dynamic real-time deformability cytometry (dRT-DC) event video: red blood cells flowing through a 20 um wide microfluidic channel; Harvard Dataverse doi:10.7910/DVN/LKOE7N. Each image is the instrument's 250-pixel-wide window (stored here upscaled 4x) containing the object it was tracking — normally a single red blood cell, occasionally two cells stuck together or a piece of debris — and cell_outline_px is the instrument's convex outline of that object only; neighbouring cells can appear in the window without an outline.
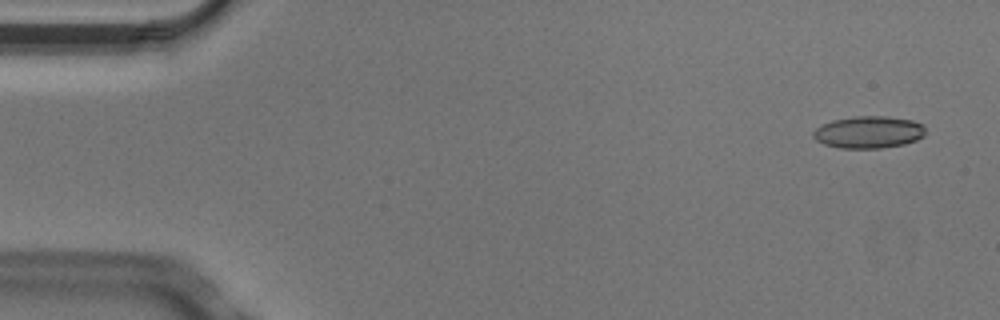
{"species": "Egyptian fruit bat (a non-hibernating species)", "species_latin": "Rousettus aegyptiacus", "temperature_condition": "cold", "stored_images_in_passage": 5, "segment_of_instrument_passage": [2, 2], "camera_frame_rate_fps": 3000, "um_per_image_px": 0.085, "animal": {"sex": "male"}, "frame": {"image": 1, "passage_image": 5, "time_ms": 1.333, "image_size_px": [1000, 320], "cell_outline_px": [[924, 136], [916, 140], [904, 144], [880, 148], [840, 148], [824, 144], [816, 140], [812, 136], [812, 132], [816, 128], [832, 120], [856, 116], [888, 116], [912, 120], [924, 124]], "centroid_in_image_um": [73.84, 11.23], "position_along_channel_um": 11.2, "area_um2": 21.04}}